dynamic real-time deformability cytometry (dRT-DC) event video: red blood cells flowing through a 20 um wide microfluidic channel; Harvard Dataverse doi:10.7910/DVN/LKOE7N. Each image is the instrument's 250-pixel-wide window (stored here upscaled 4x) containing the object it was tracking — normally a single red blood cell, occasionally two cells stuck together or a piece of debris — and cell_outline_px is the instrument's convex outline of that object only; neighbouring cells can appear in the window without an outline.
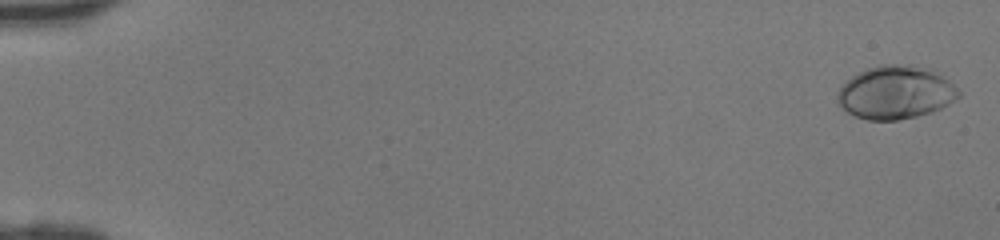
{"species": "human", "species_latin": "Homo sapiens", "temperature_condition": "room temperature", "stored_images_in_passage": 46, "camera_frame_rate_fps": 3000, "um_per_image_px": 0.085, "donor": {"sex": "female"}, "frame": {"image": 1, "passage_image": 1, "time_ms": 0.0, "image_size_px": [1000, 240], "cell_outline_px": [[960, 96], [956, 100], [932, 112], [916, 116], [896, 120], [868, 120], [856, 116], [840, 108], [836, 100], [836, 92], [852, 76], [868, 68], [880, 64], [912, 64], [932, 68], [940, 72], [960, 92]], "centroid_in_image_um": [76.13, 7.84], "position_along_channel_um": 8.9, "area_um2": 37.92}}
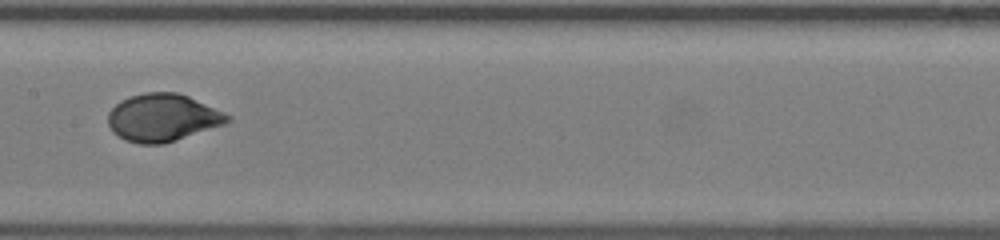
{"frame": {"image": 2, "passage_image": 25, "time_ms": 8.0, "image_size_px": [1000, 240], "cell_outline_px": [[232, 120], [224, 124], [164, 144], [140, 144], [124, 140], [112, 132], [108, 124], [108, 112], [120, 100], [128, 96], [144, 92], [176, 92], [188, 96], [232, 116]], "centroid_in_image_um": [13.79, 10.0], "position_along_channel_um": 193.6, "area_um2": 33.18}}
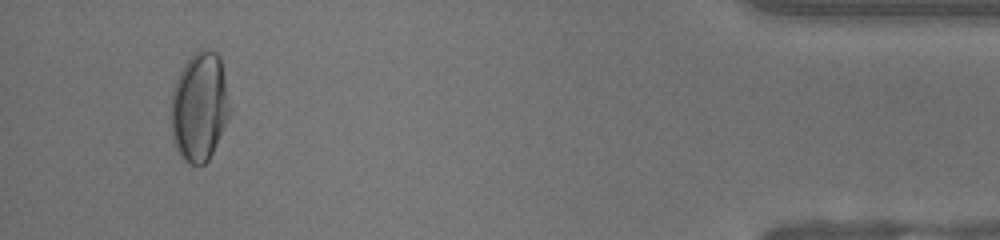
{"frame": {"image": 3, "passage_image": 44, "time_ms": 14.333, "image_size_px": [1000, 240], "cell_outline_px": [[232, 112], [208, 160], [204, 164], [188, 164], [184, 160], [176, 148], [172, 140], [172, 88], [184, 64], [200, 48], [204, 48], [216, 52], [220, 56], [232, 108]], "centroid_in_image_um": [16.98, 9.06], "position_along_channel_um": 418.2, "area_um2": 37.51}}